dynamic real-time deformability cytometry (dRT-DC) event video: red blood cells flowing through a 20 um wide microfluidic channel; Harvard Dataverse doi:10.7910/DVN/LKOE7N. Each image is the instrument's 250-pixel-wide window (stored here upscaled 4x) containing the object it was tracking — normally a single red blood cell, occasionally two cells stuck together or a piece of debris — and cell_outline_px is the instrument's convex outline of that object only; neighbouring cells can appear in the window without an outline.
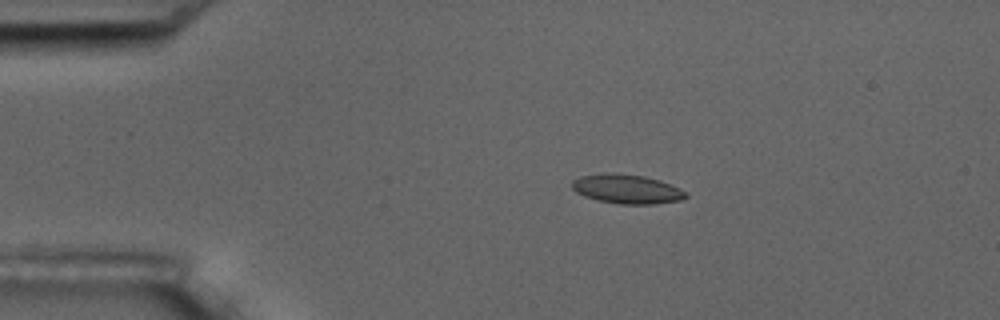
{"species": "common noctule bat (a hibernating species)", "species_latin": "Nyctalus noctula", "temperature_condition": "room temperature", "stored_images_in_passage": 4, "camera_frame_rate_fps": 3000, "um_per_image_px": 0.085, "animal": {"sex": "male", "body_mass_g": 17.5, "forearm_length_mm": 52.3}, "frame": {"image": 1, "passage_image": 3, "time_ms": 3.333, "image_size_px": [1000, 320], "cell_outline_px": [[688, 196], [680, 200], [656, 204], [616, 204], [596, 200], [584, 196], [576, 192], [572, 188], [572, 180], [580, 176], [604, 172], [644, 176], [660, 180], [680, 188]], "centroid_in_image_um": [53.25, 16.07], "position_along_channel_um": 31.8, "area_um2": 19.48}}